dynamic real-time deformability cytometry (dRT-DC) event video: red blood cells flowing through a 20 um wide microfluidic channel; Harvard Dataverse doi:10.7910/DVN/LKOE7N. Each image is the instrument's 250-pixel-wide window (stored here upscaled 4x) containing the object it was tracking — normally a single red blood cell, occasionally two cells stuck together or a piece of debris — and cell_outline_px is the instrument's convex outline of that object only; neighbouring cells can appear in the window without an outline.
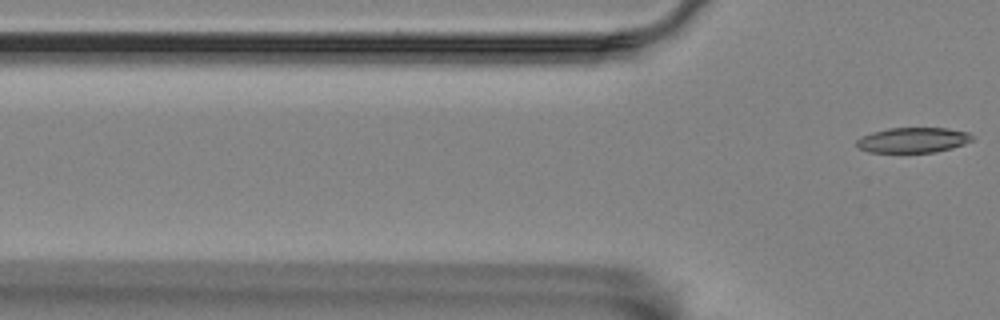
{"species": "Egyptian fruit bat (a non-hibernating species)", "species_latin": "Rousettus aegyptiacus", "temperature_condition": "room temperature", "stored_images_in_passage": 2, "camera_frame_rate_fps": 3000, "um_per_image_px": 0.085, "animal": {"sex": "female"}, "frame": {"image": 1, "passage_image": 2, "time_ms": 0.333, "image_size_px": [1000, 320], "cell_outline_px": [[976, 136], [972, 140], [964, 144], [952, 148], [936, 152], [868, 152], [856, 148], [856, 140], [860, 136], [872, 132], [888, 128], [948, 128], [968, 132]], "centroid_in_image_um": [77.59, 11.9], "position_along_channel_um": 48.2, "area_um2": 17.22}}